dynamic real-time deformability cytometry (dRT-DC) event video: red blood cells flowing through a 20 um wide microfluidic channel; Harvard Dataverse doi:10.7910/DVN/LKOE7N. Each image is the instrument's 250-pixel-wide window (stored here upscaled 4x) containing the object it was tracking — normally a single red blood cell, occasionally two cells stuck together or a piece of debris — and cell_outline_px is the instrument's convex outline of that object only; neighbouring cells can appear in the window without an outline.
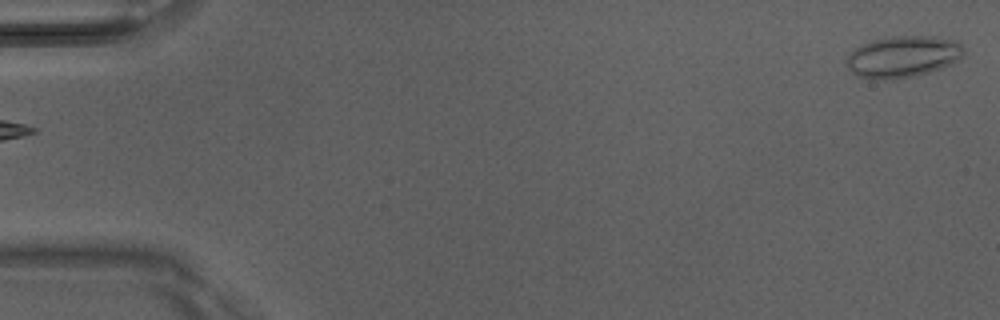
{"species": "Egyptian fruit bat (a non-hibernating species)", "species_latin": "Rousettus aegyptiacus", "temperature_condition": "room temperature", "stored_images_in_passage": 5, "camera_frame_rate_fps": 3000, "um_per_image_px": 0.085, "animal": {"sex": "male"}, "frame": {"image": 1, "passage_image": 5, "time_ms": 1.333, "image_size_px": [1000, 320], "cell_outline_px": [[964, 52], [956, 60], [940, 68], [928, 72], [912, 76], [884, 80], [876, 80], [860, 76], [852, 72], [844, 64], [844, 60], [860, 44], [872, 40], [892, 36], [936, 36], [956, 40], [964, 48]], "centroid_in_image_um": [76.7, 4.8], "position_along_channel_um": 8.3, "area_um2": 28.26}}